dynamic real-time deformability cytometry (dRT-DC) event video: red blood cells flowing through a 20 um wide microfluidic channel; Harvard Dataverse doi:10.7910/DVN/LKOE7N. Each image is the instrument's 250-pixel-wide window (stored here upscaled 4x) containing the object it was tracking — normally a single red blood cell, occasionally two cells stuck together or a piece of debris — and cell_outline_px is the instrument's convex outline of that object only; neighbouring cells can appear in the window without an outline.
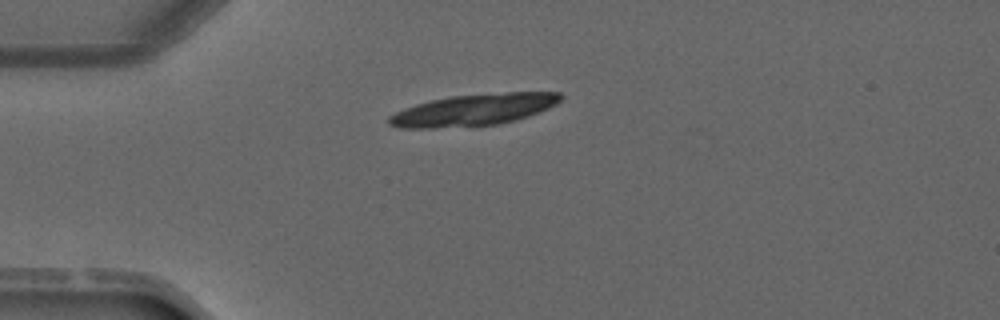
{"species": "common noctule bat (a hibernating species)", "species_latin": "Nyctalus noctula", "temperature_condition": "warm", "stored_images_in_passage": 2, "segment_of_instrument_passage": [1, 2], "camera_frame_rate_fps": 3000, "um_per_image_px": 0.085, "animal": {"sex": "male", "forearm_length_mm": 52.5}, "frame": {"image": 1, "passage_image": 1, "time_ms": 0.0, "image_size_px": [1000, 320], "cell_outline_px": [[564, 96], [556, 104], [548, 108], [528, 116], [516, 120], [500, 124], [432, 128], [400, 128], [388, 124], [388, 116], [404, 108], [416, 104], [448, 96], [508, 92], [560, 92]], "centroid_in_image_um": [40.26, 9.33], "position_along_channel_um": 44.7, "area_um2": 31.56}}